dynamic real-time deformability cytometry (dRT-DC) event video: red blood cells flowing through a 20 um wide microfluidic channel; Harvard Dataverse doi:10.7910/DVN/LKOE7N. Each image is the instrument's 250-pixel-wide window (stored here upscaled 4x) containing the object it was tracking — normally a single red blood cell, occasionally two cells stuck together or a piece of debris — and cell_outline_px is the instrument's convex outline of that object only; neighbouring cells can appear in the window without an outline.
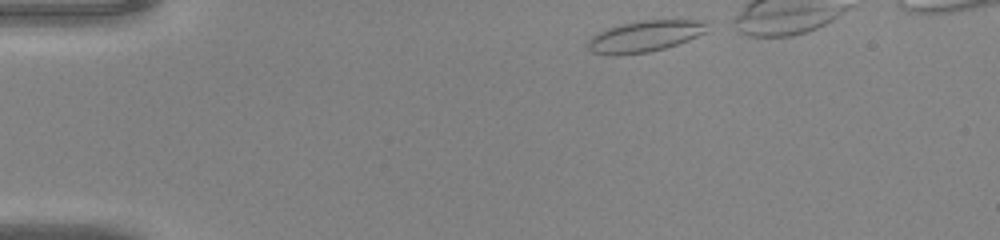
{"species": "common noctule bat (a hibernating species)", "species_latin": "Nyctalus noctula", "temperature_condition": "warm", "stored_images_in_passage": 31, "camera_frame_rate_fps": 3000, "um_per_image_px": 0.085, "animal": {"sex": "male", "body_mass_g": 20.0, "forearm_length_mm": 53.3}, "frame": {"image": 1, "passage_image": 1, "time_ms": 0.0, "image_size_px": [1000, 240], "cell_outline_px": [[712, 20], [704, 32], [688, 40], [664, 48], [648, 52], [616, 56], [612, 56], [592, 52], [588, 48], [588, 40], [592, 36], [608, 28], [624, 24], [644, 20]], "centroid_in_image_um": [54.83, 3.09], "position_along_channel_um": 30.2, "area_um2": 21.62}}
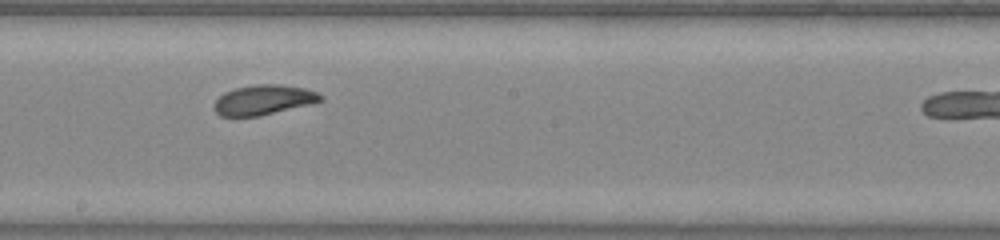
{"frame": {"image": 2, "passage_image": 19, "time_ms": 6.0, "image_size_px": [1000, 240], "cell_outline_px": [[324, 100], [316, 104], [260, 116], [220, 116], [212, 108], [212, 104], [224, 92], [236, 88], [256, 84], [280, 84], [304, 88], [316, 92], [324, 96]], "centroid_in_image_um": [22.45, 8.5], "position_along_channel_um": 225.8, "area_um2": 18.96}}
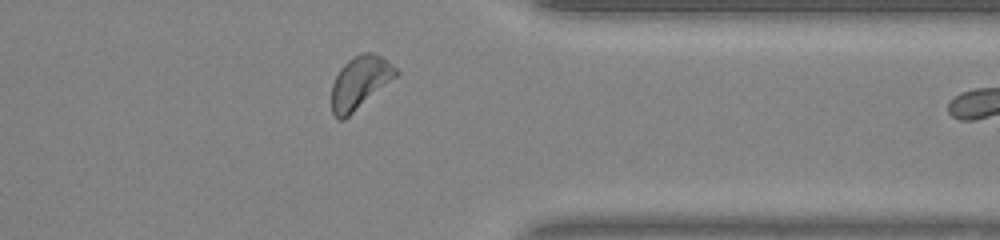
{"frame": {"image": 3, "passage_image": 30, "time_ms": 9.667, "image_size_px": [1000, 240], "cell_outline_px": [[400, 72], [396, 76], [344, 120], [336, 120], [332, 112], [332, 84], [340, 68], [348, 60], [360, 52], [372, 52], [380, 56], [392, 64]], "centroid_in_image_um": [30.57, 7.01], "position_along_channel_um": 380.8, "area_um2": 19.54}}